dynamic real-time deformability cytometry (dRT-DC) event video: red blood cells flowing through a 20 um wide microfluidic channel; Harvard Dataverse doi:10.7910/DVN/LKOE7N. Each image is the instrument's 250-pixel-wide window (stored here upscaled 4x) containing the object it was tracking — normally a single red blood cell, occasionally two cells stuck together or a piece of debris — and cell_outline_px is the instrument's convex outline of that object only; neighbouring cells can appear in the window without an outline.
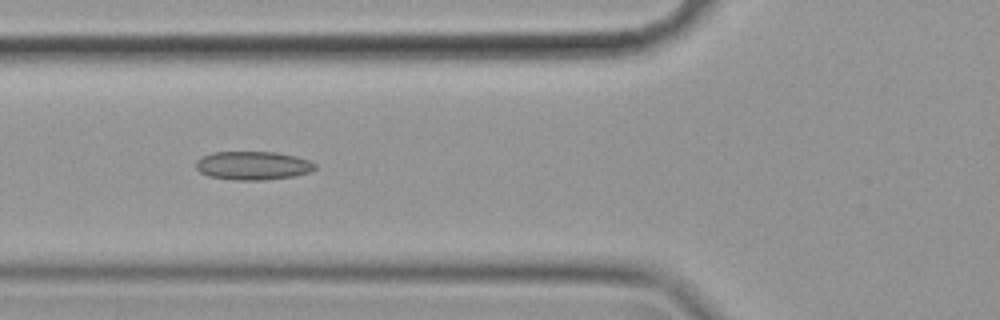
{"species": "common noctule bat (a hibernating species)", "species_latin": "Nyctalus noctula", "temperature_condition": "cold", "stored_images_in_passage": 56, "camera_frame_rate_fps": 3000, "um_per_image_px": 0.085, "animal": {"sex": "female", "body_mass_g": 19.9}, "frame": {"image": 1, "passage_image": 20, "time_ms": 6.333, "image_size_px": [1000, 320], "cell_outline_px": [[316, 168], [308, 172], [292, 176], [264, 180], [236, 180], [208, 176], [200, 172], [196, 168], [196, 160], [212, 152], [276, 152], [296, 156], [308, 160], [316, 164]], "centroid_in_image_um": [21.48, 14.07], "position_along_channel_um": 104.3, "area_um2": 19.71}}
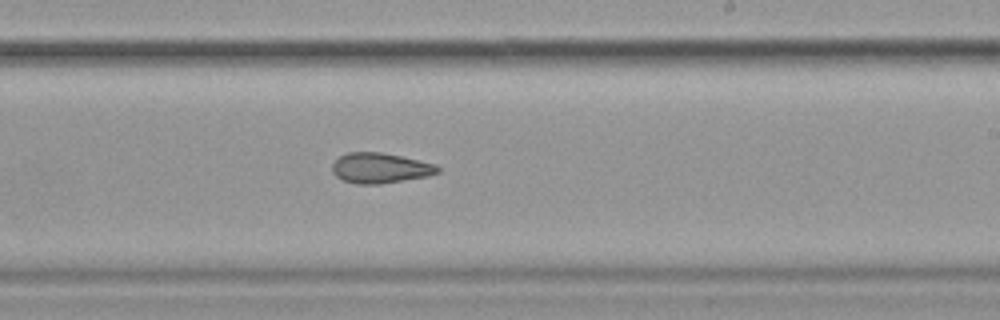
{"frame": {"image": 2, "passage_image": 33, "time_ms": 10.667, "image_size_px": [1000, 320], "cell_outline_px": [[440, 172], [428, 176], [380, 184], [356, 184], [344, 180], [336, 176], [332, 172], [332, 164], [340, 156], [348, 152], [380, 152], [400, 156], [436, 164], [440, 168]], "centroid_in_image_um": [32.32, 14.28], "position_along_channel_um": 256.7, "area_um2": 18.55}}
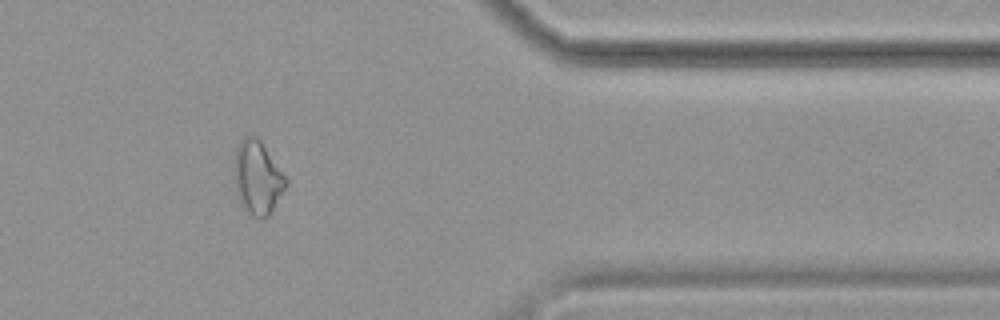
{"frame": {"image": 3, "passage_image": 46, "time_ms": 15.0, "image_size_px": [1000, 320], "cell_outline_px": [[288, 184], [272, 212], [264, 220], [260, 220], [252, 216], [244, 208], [236, 196], [232, 172], [236, 144], [244, 136], [252, 132], [260, 140], [288, 180]], "centroid_in_image_um": [21.84, 15.09], "position_along_channel_um": 389.6, "area_um2": 22.95}, "authors_computed_cell_mechanics": {"area_um2": 20.6346, "velocity_mm_per_s": 3.5208, "shape_relaxation_time_tau1_ms": null, "shape_relaxation_time_tau2_ms": 3.8844, "deformation_change_tau1": null, "deformation_change_tau2": 0.1076}}